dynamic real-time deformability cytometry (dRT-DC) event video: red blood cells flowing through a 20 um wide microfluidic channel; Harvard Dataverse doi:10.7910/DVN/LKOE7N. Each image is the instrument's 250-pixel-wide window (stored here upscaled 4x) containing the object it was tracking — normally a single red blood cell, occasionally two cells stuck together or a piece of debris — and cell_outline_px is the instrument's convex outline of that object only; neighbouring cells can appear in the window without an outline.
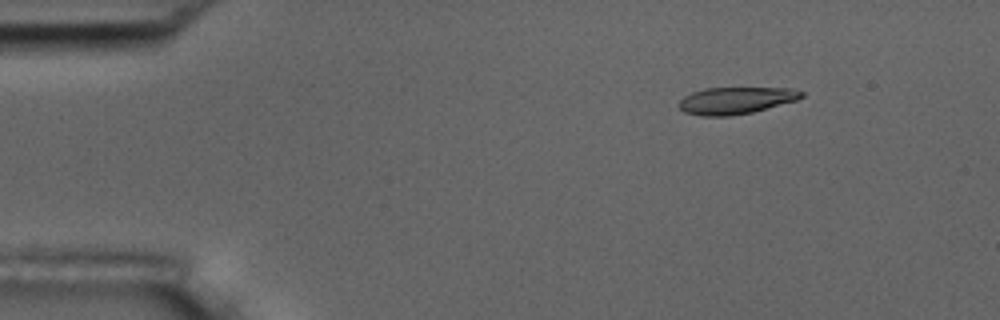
{"species": "common noctule bat (a hibernating species)", "species_latin": "Nyctalus noctula", "temperature_condition": "room temperature", "stored_images_in_passage": 5, "camera_frame_rate_fps": 3000, "um_per_image_px": 0.085, "animal": {"sex": "male", "body_mass_g": 17.5, "forearm_length_mm": 52.3}, "frame": {"image": 1, "passage_image": 3, "time_ms": 2.333, "image_size_px": [1000, 320], "cell_outline_px": [[804, 96], [796, 100], [752, 112], [728, 116], [700, 116], [684, 112], [676, 104], [684, 96], [692, 92], [704, 88], [792, 88], [804, 92]], "centroid_in_image_um": [62.51, 8.54], "position_along_channel_um": 22.5, "area_um2": 19.25}}
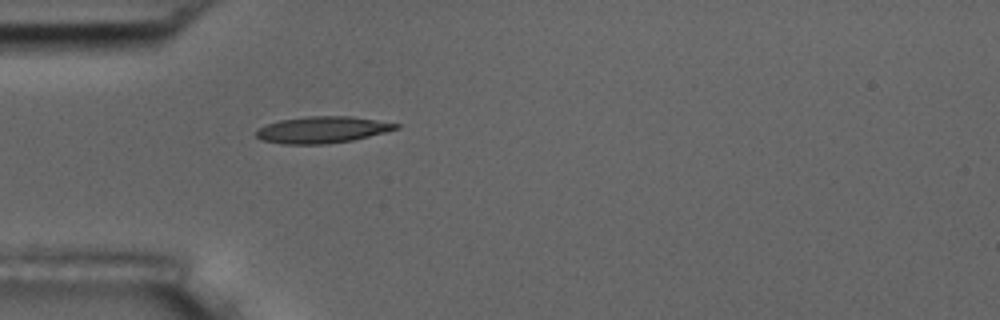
{"frame": {"image": 2, "passage_image": 5, "time_ms": 5.333, "image_size_px": [1000, 320], "cell_outline_px": [[400, 128], [352, 140], [328, 144], [280, 144], [260, 140], [256, 136], [256, 132], [260, 128], [268, 124], [280, 120], [308, 116], [352, 116], [400, 124]], "centroid_in_image_um": [27.38, 11.03], "position_along_channel_um": 57.6, "area_um2": 21.56}}